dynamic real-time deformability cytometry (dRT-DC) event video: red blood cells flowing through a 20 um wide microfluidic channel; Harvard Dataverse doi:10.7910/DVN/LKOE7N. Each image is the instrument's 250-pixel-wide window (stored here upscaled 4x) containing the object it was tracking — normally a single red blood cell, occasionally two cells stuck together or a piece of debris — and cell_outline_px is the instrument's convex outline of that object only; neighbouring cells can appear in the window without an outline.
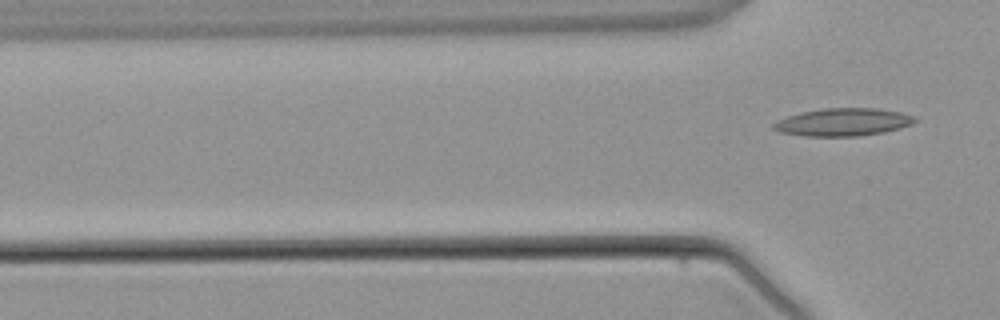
{"species": "common noctule bat (a hibernating species)", "species_latin": "Nyctalus noctula", "temperature_condition": "warm", "stored_images_in_passage": 2, "camera_frame_rate_fps": 3000, "um_per_image_px": 0.085, "animal": {"sex": "male", "body_mass_g": 21.5, "forearm_length_mm": 52.0}, "frame": {"image": 1, "passage_image": 2, "time_ms": 1.333, "image_size_px": [1000, 320], "cell_outline_px": [[916, 120], [912, 124], [900, 128], [884, 132], [856, 136], [804, 136], [780, 132], [772, 128], [772, 124], [776, 120], [800, 112], [824, 108], [876, 108], [900, 112], [912, 116]], "centroid_in_image_um": [71.61, 10.38], "position_along_channel_um": 54.2, "area_um2": 22.77}}